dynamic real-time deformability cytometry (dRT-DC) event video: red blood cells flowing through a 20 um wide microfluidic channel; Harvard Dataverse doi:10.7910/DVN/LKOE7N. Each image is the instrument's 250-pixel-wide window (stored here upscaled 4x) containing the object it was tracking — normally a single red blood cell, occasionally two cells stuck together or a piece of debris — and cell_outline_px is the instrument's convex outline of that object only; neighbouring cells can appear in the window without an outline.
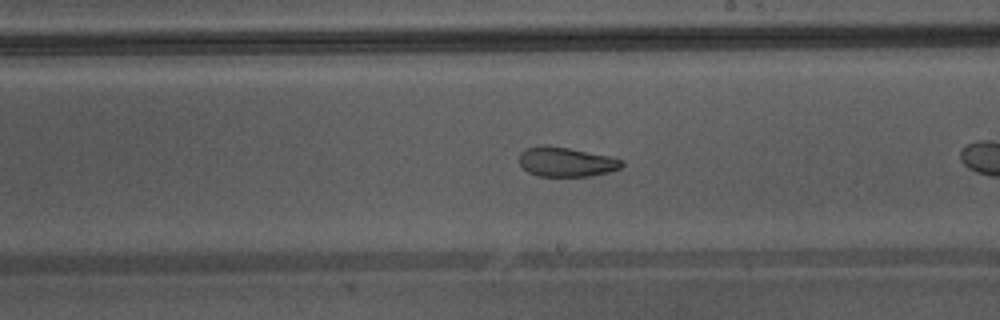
{"species": "Egyptian fruit bat (a non-hibernating species)", "species_latin": "Rousettus aegyptiacus", "temperature_condition": "warm", "stored_images_in_passage": 28, "camera_frame_rate_fps": 3000, "um_per_image_px": 0.085, "animal": {"sex": "male"}, "frame": {"image": 1, "passage_image": 13, "time_ms": 4.0, "image_size_px": [1000, 320], "cell_outline_px": [[624, 164], [620, 168], [608, 172], [592, 176], [536, 176], [528, 172], [520, 164], [520, 152], [524, 148], [540, 144], [544, 144], [568, 148], [608, 156], [620, 160]], "centroid_in_image_um": [48.06, 13.75], "position_along_channel_um": 240.9, "area_um2": 17.63}, "authors_computed_cell_mechanics": {"area_um2": 18.9295, "velocity_mm_per_s": 4.3628, "shape_relaxation_time_tau1_ms": 7.4204, "shape_relaxation_time_tau2_ms": 1.889, "deformation_change_tau1": 0.1558, "deformation_change_tau2": 0.0593}}